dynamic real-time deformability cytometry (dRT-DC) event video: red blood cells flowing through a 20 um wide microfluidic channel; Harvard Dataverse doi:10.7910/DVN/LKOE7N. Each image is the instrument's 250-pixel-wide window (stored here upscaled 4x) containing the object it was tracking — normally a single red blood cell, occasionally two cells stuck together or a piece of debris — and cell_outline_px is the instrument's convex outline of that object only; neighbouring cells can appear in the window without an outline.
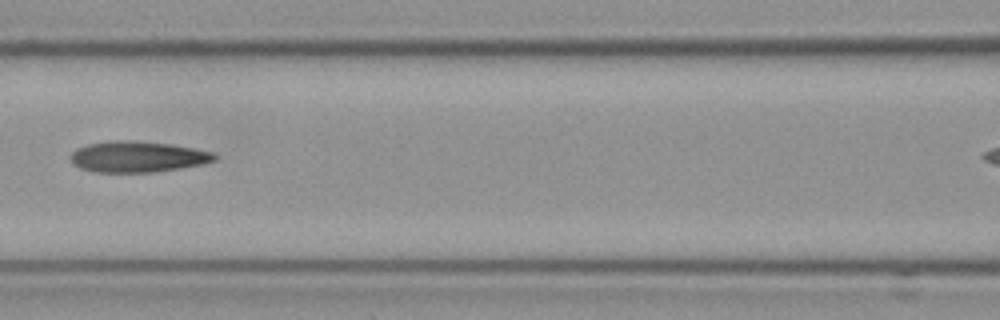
{"species": "Egyptian fruit bat (a non-hibernating species)", "species_latin": "Rousettus aegyptiacus", "temperature_condition": "cold", "stored_images_in_passage": 10, "camera_frame_rate_fps": 3000, "um_per_image_px": 0.085, "frame": {"image": 1, "passage_image": 4, "time_ms": 1.0, "image_size_px": [1000, 320], "cell_outline_px": [[216, 160], [200, 164], [180, 168], [152, 172], [96, 172], [80, 168], [72, 164], [72, 152], [76, 148], [88, 144], [108, 140], [132, 140], [172, 144], [212, 152], [216, 156]], "centroid_in_image_um": [11.66, 13.31], "position_along_channel_um": 154.9, "area_um2": 25.89}}
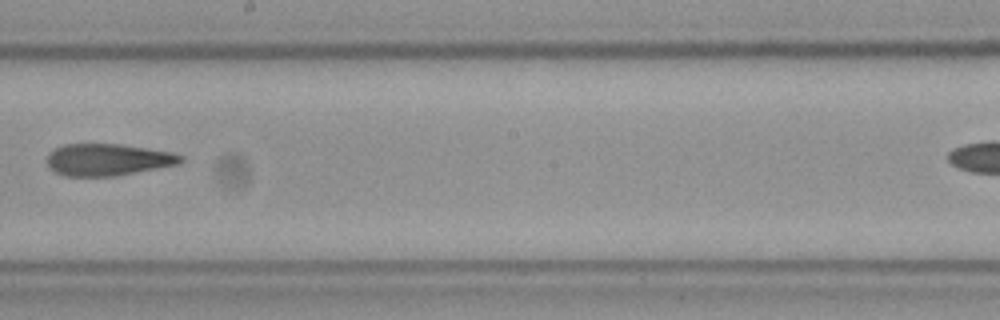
{"frame": {"image": 2, "passage_image": 6, "time_ms": 1.667, "image_size_px": [1000, 320], "cell_outline_px": [[184, 160], [176, 164], [116, 176], [64, 176], [56, 172], [48, 164], [48, 152], [52, 148], [64, 144], [120, 144], [172, 152], [184, 156]], "centroid_in_image_um": [9.14, 13.56], "position_along_channel_um": 239.1, "area_um2": 24.74}}
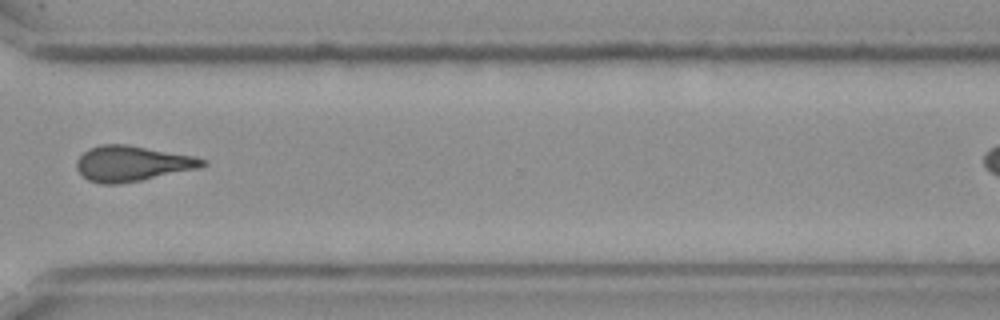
{"frame": {"image": 3, "passage_image": 9, "time_ms": 2.667, "image_size_px": [1000, 320], "cell_outline_px": [[208, 164], [200, 168], [120, 184], [100, 184], [88, 180], [76, 168], [76, 160], [88, 148], [100, 144], [124, 144], [192, 156], [208, 160]], "centroid_in_image_um": [11.21, 13.9], "position_along_channel_um": 359.4, "area_um2": 25.84}}